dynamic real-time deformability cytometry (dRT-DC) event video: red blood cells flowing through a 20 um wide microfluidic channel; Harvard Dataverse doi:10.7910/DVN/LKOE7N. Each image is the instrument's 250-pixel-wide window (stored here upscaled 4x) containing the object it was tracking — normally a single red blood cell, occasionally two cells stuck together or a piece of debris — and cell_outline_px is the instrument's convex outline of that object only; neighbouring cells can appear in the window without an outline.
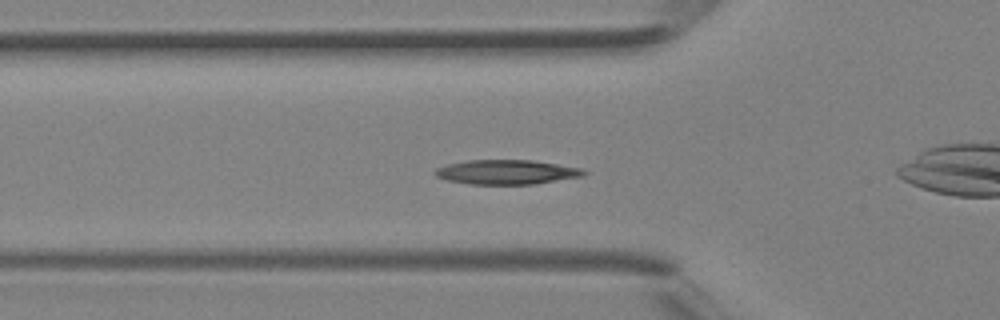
{"species": "Egyptian fruit bat (a non-hibernating species)", "species_latin": "Rousettus aegyptiacus", "temperature_condition": "room temperature", "stored_images_in_passage": 40, "camera_frame_rate_fps": 3000, "um_per_image_px": 0.085, "animal": {"sex": "female"}, "frame": {"image": 1, "passage_image": 13, "time_ms": 4.0, "image_size_px": [1000, 320], "cell_outline_px": [[588, 172], [584, 176], [532, 184], [472, 184], [448, 180], [436, 176], [432, 172], [436, 168], [448, 164], [468, 160], [532, 160], [580, 168]], "centroid_in_image_um": [43.05, 14.62], "position_along_channel_um": 82.8, "area_um2": 21.04}}
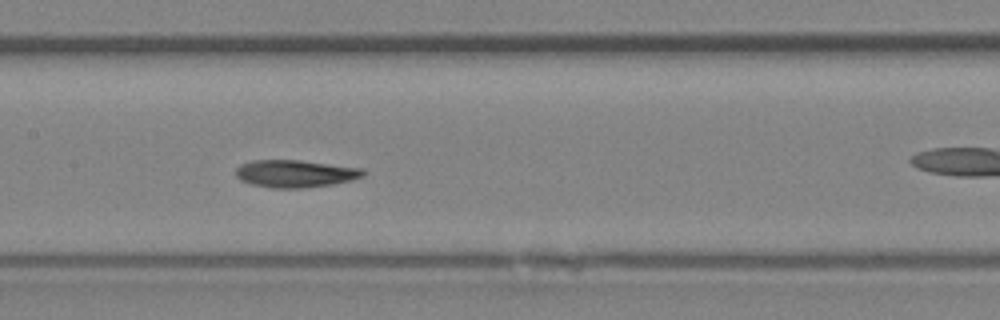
{"frame": {"image": 2, "passage_image": 19, "time_ms": 6.0, "image_size_px": [1000, 320], "cell_outline_px": [[368, 172], [364, 176], [352, 180], [332, 184], [300, 188], [272, 188], [252, 184], [240, 180], [236, 176], [236, 168], [240, 164], [256, 160], [300, 160], [364, 168]], "centroid_in_image_um": [25.14, 14.75], "position_along_channel_um": 182.3, "area_um2": 20.46}}
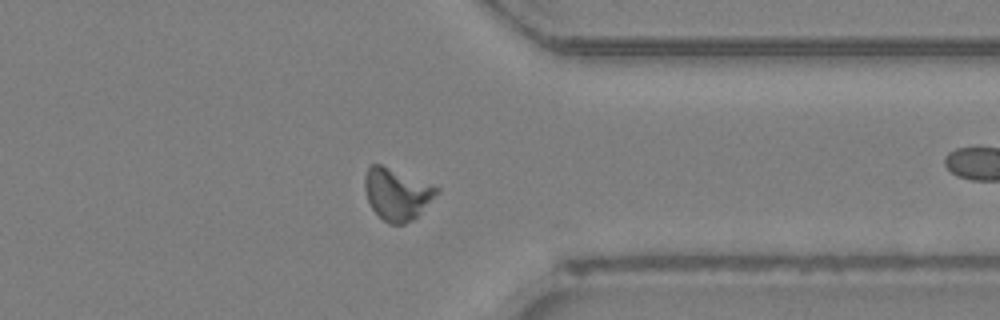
{"frame": {"image": 3, "passage_image": 31, "time_ms": 10.0, "image_size_px": [1000, 320], "cell_outline_px": [[440, 192], [412, 220], [404, 224], [388, 224], [372, 208], [368, 200], [364, 188], [364, 176], [368, 168], [372, 164], [380, 164], [440, 188]], "centroid_in_image_um": [33.72, 16.5], "position_along_channel_um": 377.7, "area_um2": 21.33}}